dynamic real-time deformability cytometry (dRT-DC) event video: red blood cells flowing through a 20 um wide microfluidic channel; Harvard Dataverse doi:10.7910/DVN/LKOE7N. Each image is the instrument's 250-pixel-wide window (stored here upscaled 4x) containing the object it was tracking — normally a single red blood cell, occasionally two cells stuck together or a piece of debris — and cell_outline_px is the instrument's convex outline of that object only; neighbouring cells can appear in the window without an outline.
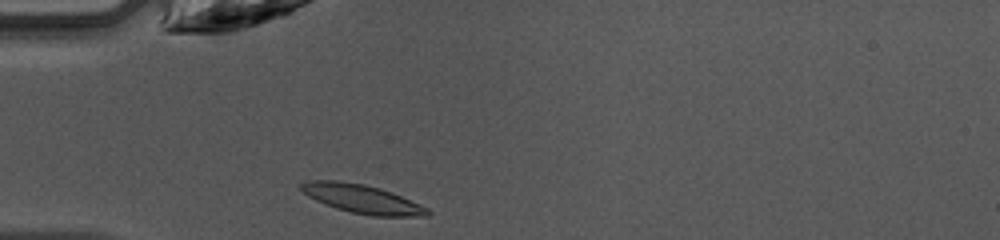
{"species": "common noctule bat (a hibernating species)", "species_latin": "Nyctalus noctula", "temperature_condition": "warm", "stored_images_in_passage": 34, "camera_frame_rate_fps": 3000, "um_per_image_px": 0.085, "animal": {"sex": "female", "body_mass_g": 10.0, "forearm_length_mm": 53.1}, "frame": {"image": 1, "passage_image": 1, "time_ms": 0.0, "image_size_px": [1000, 240], "cell_outline_px": [[432, 212], [428, 216], [372, 216], [352, 212], [336, 208], [316, 200], [308, 196], [300, 188], [300, 184], [308, 180], [336, 180], [364, 184], [380, 188], [392, 192], [420, 204], [428, 208]], "centroid_in_image_um": [30.8, 16.9], "position_along_channel_um": 54.2, "area_um2": 21.04}}
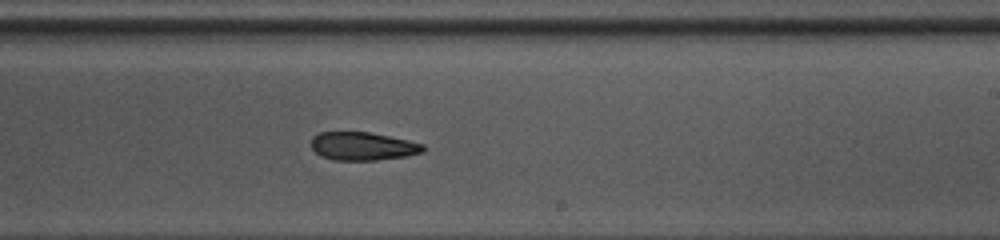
{"frame": {"image": 2, "passage_image": 16, "time_ms": 5.0, "image_size_px": [1000, 240], "cell_outline_px": [[424, 152], [404, 156], [376, 160], [332, 160], [316, 152], [312, 148], [312, 136], [320, 132], [368, 132], [408, 140], [424, 144]], "centroid_in_image_um": [30.84, 12.42], "position_along_channel_um": 258.2, "area_um2": 18.21}}
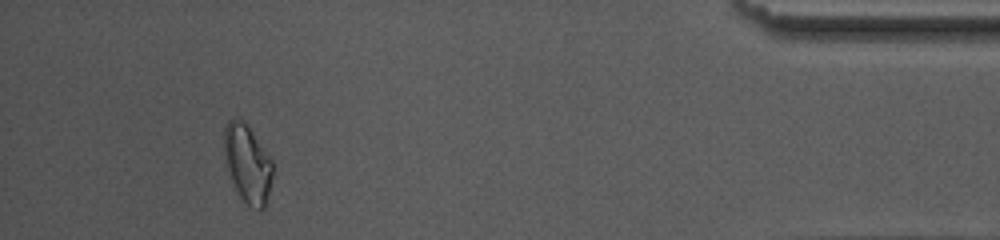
{"frame": {"image": 3, "passage_image": 31, "time_ms": 10.0, "image_size_px": [1000, 240], "cell_outline_px": [[272, 176], [264, 208], [260, 212], [248, 208], [232, 188], [224, 164], [224, 128], [228, 120], [240, 120], [252, 132], [272, 160]], "centroid_in_image_um": [20.99, 14.03], "position_along_channel_um": 414.2, "area_um2": 22.43}, "authors_computed_cell_mechanics": {"area_um2": 19.5075, "velocity_mm_per_s": 4.2266, "shape_relaxation_time_tau1_ms": 4.4559, "shape_relaxation_time_tau2_ms": 4.273, "deformation_change_tau1": 0.1266, "deformation_change_tau2": 0.123}}